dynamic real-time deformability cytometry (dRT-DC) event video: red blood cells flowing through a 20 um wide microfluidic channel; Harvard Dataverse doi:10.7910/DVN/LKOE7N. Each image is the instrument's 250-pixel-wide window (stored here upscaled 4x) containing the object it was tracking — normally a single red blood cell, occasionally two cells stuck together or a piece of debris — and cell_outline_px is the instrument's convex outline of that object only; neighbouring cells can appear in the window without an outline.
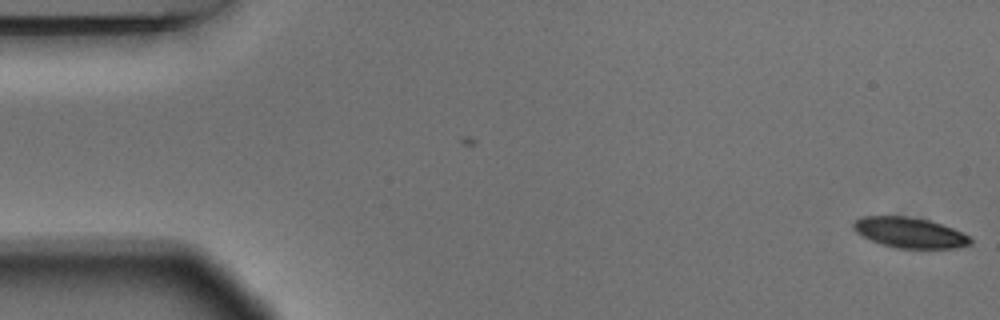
{"species": "Egyptian fruit bat (a non-hibernating species)", "species_latin": "Rousettus aegyptiacus", "temperature_condition": "warm", "stored_images_in_passage": 2, "camera_frame_rate_fps": 3000, "um_per_image_px": 0.085, "animal": {"sex": "male"}, "frame": {"image": 1, "passage_image": 2, "time_ms": 0.333, "image_size_px": [1000, 320], "cell_outline_px": [[972, 244], [956, 248], [896, 248], [872, 240], [856, 232], [852, 228], [852, 224], [860, 216], [912, 216], [928, 220], [952, 228], [968, 236], [972, 240]], "centroid_in_image_um": [77.31, 19.76], "position_along_channel_um": 7.7, "area_um2": 20.58}}